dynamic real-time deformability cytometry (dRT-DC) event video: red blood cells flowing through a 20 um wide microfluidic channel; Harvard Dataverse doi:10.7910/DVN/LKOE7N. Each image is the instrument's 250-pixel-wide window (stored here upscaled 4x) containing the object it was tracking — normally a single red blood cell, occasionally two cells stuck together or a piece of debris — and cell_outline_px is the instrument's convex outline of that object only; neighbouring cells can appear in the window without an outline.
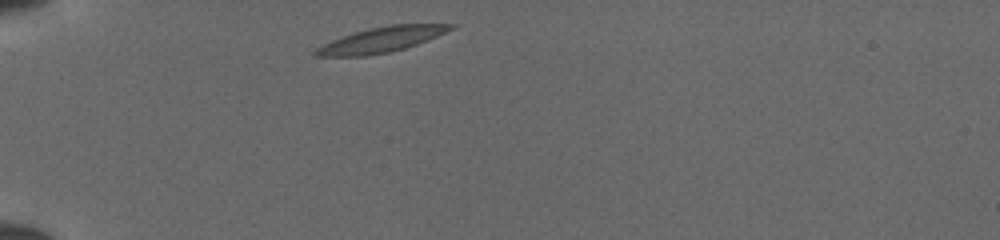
{"species": "common noctule bat (a hibernating species)", "species_latin": "Nyctalus noctula", "temperature_condition": "cold", "stored_images_in_passage": 32, "camera_frame_rate_fps": 3000, "um_per_image_px": 0.085, "animal": {"sex": "female", "body_mass_g": 19.5, "forearm_length_mm": 54.1}, "frame": {"image": 1, "passage_image": 1, "time_ms": 0.0, "image_size_px": [1000, 240], "cell_outline_px": [[460, 24], [456, 28], [416, 44], [404, 48], [388, 52], [368, 56], [312, 56], [312, 52], [316, 48], [332, 40], [352, 32], [368, 28], [388, 24]], "centroid_in_image_um": [32.4, 3.36], "position_along_channel_um": 52.6, "area_um2": 19.94}}
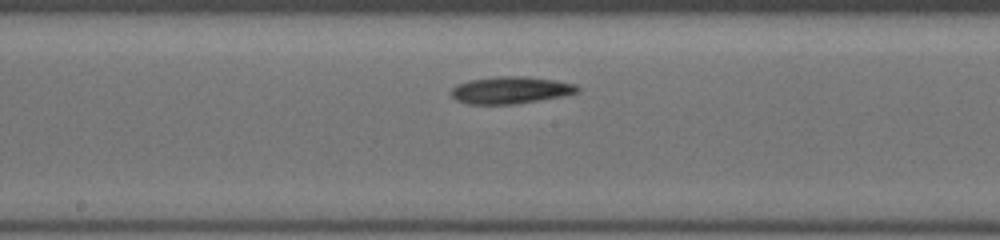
{"frame": {"image": 2, "passage_image": 14, "time_ms": 4.333, "image_size_px": [1000, 240], "cell_outline_px": [[580, 92], [560, 96], [512, 104], [468, 104], [456, 100], [452, 96], [452, 88], [456, 84], [468, 80], [500, 76], [524, 76], [556, 80], [576, 84], [580, 88]], "centroid_in_image_um": [43.39, 7.65], "position_along_channel_um": 204.8, "area_um2": 19.83}}
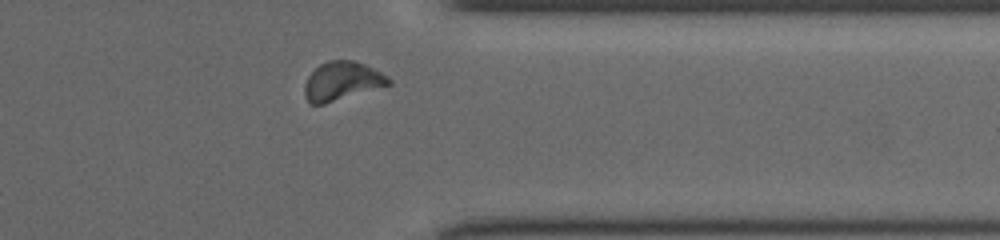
{"frame": {"image": 3, "passage_image": 27, "time_ms": 8.667, "image_size_px": [1000, 240], "cell_outline_px": [[392, 84], [324, 104], [312, 104], [304, 96], [304, 84], [308, 76], [320, 64], [328, 60], [352, 60], [364, 64], [388, 76], [392, 80]], "centroid_in_image_um": [29.07, 6.89], "position_along_channel_um": 382.3, "area_um2": 18.84}}